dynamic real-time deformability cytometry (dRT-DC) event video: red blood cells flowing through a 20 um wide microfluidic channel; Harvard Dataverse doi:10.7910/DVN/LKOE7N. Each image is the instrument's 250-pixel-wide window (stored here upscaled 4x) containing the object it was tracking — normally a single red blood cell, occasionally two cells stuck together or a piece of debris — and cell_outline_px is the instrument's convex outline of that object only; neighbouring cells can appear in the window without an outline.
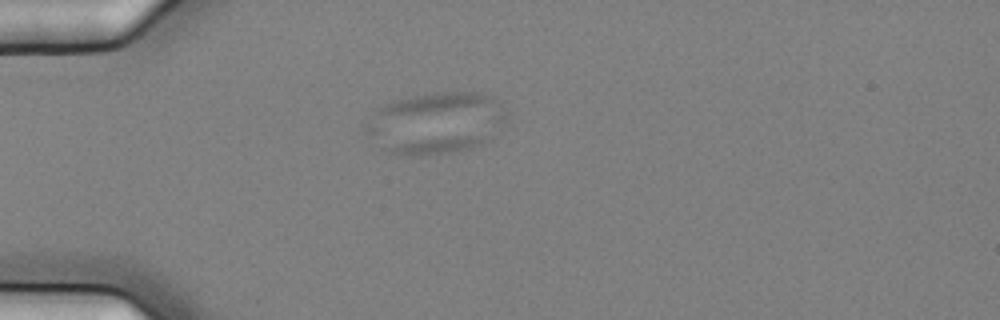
{"species": "common noctule bat (a hibernating species)", "species_latin": "Nyctalus noctula", "temperature_condition": "cold", "stored_images_in_passage": 2, "camera_frame_rate_fps": 3000, "um_per_image_px": 0.085, "animal": {"sex": "female", "body_mass_g": 25.1}, "frame": {"image": 1, "passage_image": 1, "time_ms": 0.0, "image_size_px": [1000, 320], "cell_outline_px": [[508, 112], [496, 136], [492, 140], [460, 152], [420, 156], [408, 156], [388, 152], [364, 132], [376, 108], [396, 100], [412, 96], [436, 92], [480, 92], [496, 96]], "centroid_in_image_um": [37.13, 10.46], "position_along_channel_um": 47.9, "area_um2": 51.21}}